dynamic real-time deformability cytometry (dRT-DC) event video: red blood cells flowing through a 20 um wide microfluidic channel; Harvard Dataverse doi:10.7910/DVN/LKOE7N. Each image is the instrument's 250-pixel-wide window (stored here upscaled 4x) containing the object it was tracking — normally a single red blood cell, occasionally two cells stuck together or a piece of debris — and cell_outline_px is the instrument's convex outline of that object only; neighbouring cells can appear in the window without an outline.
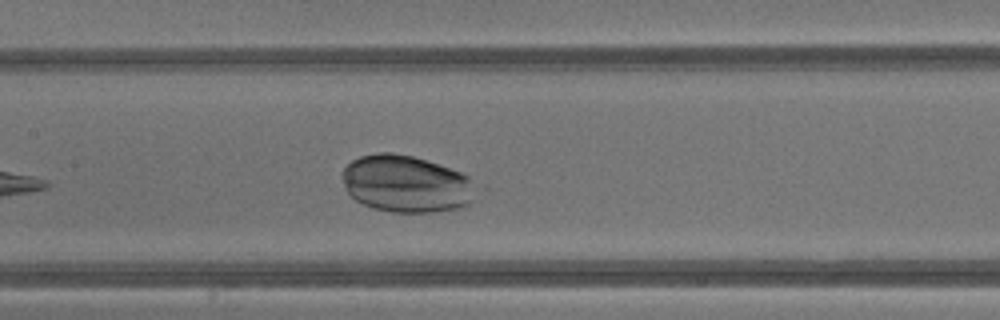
{"species": "common noctule bat (a hibernating species)", "species_latin": "Nyctalus noctula", "temperature_condition": "warm", "stored_images_in_passage": 28, "camera_frame_rate_fps": 3000, "um_per_image_px": 0.085, "animal": {"sex": "male", "body_mass_g": 13.3}, "frame": {"image": 1, "passage_image": 9, "time_ms": 2.667, "image_size_px": [1000, 320], "cell_outline_px": [[472, 200], [468, 204], [456, 208], [432, 212], [392, 212], [372, 208], [356, 200], [348, 192], [340, 176], [340, 172], [352, 160], [360, 156], [380, 152], [392, 152], [412, 156], [460, 172], [468, 176]], "centroid_in_image_um": [34.42, 15.62], "position_along_channel_um": 173.0, "area_um2": 43.7}}